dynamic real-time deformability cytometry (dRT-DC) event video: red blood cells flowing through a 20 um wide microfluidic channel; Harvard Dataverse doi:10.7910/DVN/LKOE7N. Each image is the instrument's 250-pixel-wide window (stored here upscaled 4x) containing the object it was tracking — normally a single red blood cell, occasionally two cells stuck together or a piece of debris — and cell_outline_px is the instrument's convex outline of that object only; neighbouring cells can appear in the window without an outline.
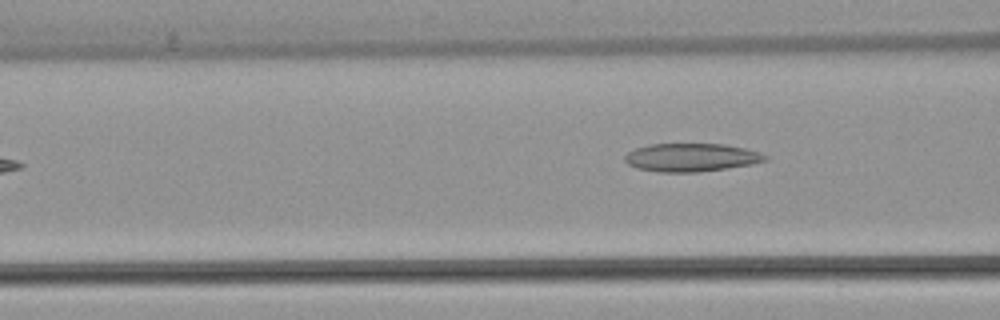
{"species": "common noctule bat (a hibernating species)", "species_latin": "Nyctalus noctula", "temperature_condition": "warm", "stored_images_in_passage": 4, "camera_frame_rate_fps": 3000, "um_per_image_px": 0.085, "animal": {"sex": "female", "body_mass_g": 22.7, "forearm_length_mm": 54.2}, "frame": {"image": 1, "passage_image": 4, "time_ms": 4.667, "image_size_px": [1000, 320], "cell_outline_px": [[768, 160], [752, 164], [728, 168], [700, 172], [660, 172], [636, 168], [628, 164], [624, 160], [624, 156], [628, 152], [636, 148], [652, 144], [724, 144], [744, 148], [760, 152], [768, 156]], "centroid_in_image_um": [58.77, 13.39], "position_along_channel_um": 107.8, "area_um2": 23.12}}